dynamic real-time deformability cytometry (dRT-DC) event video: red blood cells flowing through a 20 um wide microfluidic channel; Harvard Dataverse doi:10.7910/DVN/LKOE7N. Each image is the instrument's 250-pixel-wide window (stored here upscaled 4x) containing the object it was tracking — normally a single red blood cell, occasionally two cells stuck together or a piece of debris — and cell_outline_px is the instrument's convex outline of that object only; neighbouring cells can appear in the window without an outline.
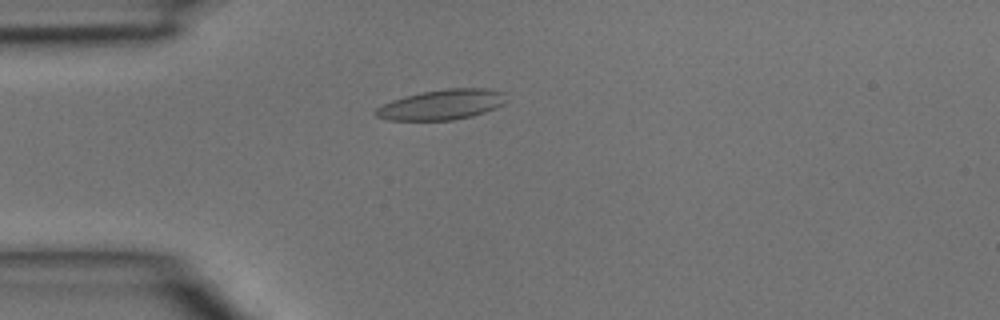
{"species": "common noctule bat (a hibernating species)", "species_latin": "Nyctalus noctula", "temperature_condition": "room temperature", "stored_images_in_passage": 4, "camera_frame_rate_fps": 3000, "um_per_image_px": 0.085, "animal": {"sex": "male", "body_mass_g": 15.6}, "frame": {"image": 1, "passage_image": 4, "time_ms": 1.0, "image_size_px": [1000, 320], "cell_outline_px": [[504, 104], [496, 108], [472, 116], [452, 120], [388, 120], [376, 116], [372, 112], [376, 108], [392, 100], [404, 96], [420, 92], [444, 88], [484, 88], [504, 92]], "centroid_in_image_um": [37.52, 8.89], "position_along_channel_um": 47.5, "area_um2": 23.0}}